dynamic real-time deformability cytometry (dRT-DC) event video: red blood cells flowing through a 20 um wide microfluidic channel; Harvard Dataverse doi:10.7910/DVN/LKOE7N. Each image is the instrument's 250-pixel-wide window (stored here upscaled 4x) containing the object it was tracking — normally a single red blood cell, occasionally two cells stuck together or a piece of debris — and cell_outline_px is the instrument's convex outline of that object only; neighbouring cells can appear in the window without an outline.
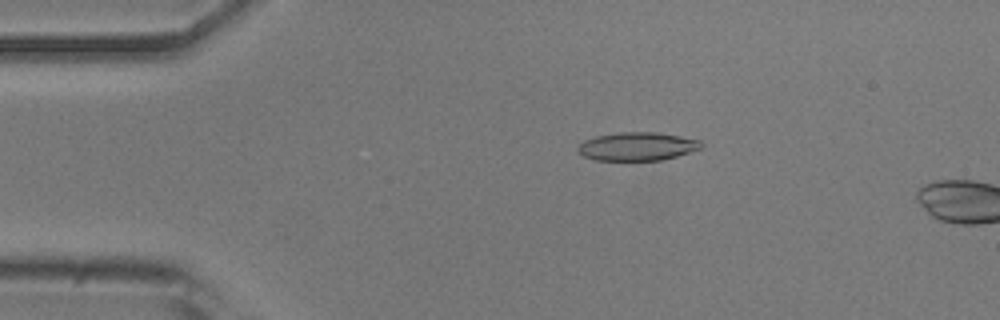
{"species": "common noctule bat (a hibernating species)", "species_latin": "Nyctalus noctula", "temperature_condition": "room temperature", "stored_images_in_passage": 12, "camera_frame_rate_fps": 3000, "um_per_image_px": 0.085, "animal": {"sex": "male", "body_mass_g": 20.5, "forearm_length_mm": 52.5}, "frame": {"image": 1, "passage_image": 9, "time_ms": 2.667, "image_size_px": [1000, 320], "cell_outline_px": [[704, 144], [700, 148], [664, 160], [596, 160], [584, 156], [576, 148], [584, 140], [596, 136], [620, 132], [656, 132], [680, 136], [700, 140]], "centroid_in_image_um": [54.17, 12.44], "position_along_channel_um": 30.8, "area_um2": 20.23}}